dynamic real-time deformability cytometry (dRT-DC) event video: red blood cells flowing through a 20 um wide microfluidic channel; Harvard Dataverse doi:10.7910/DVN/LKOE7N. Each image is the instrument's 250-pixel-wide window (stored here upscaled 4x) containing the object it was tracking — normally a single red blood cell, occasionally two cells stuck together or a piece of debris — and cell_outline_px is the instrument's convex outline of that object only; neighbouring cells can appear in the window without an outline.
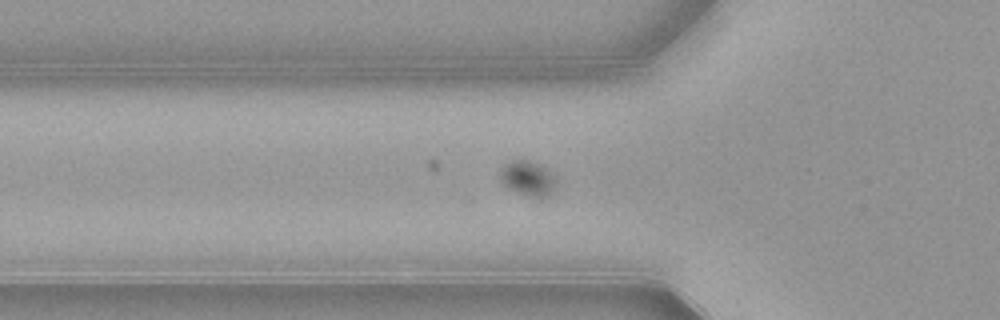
{"species": "common noctule bat (a hibernating species)", "species_latin": "Nyctalus noctula", "temperature_condition": "warm", "stored_images_in_passage": 54, "camera_frame_rate_fps": 3000, "um_per_image_px": 0.085, "animal": {"sex": "female", "body_mass_g": 21.9}, "frame": {"image": 1, "passage_image": 19, "time_ms": 6.0, "image_size_px": [1000, 320], "cell_outline_px": [[556, 188], [548, 196], [528, 196], [508, 188], [504, 184], [500, 172], [504, 164], [516, 160], [528, 160], [544, 168], [556, 176]], "centroid_in_image_um": [44.9, 15.17], "position_along_channel_um": 80.9, "area_um2": 11.04}}
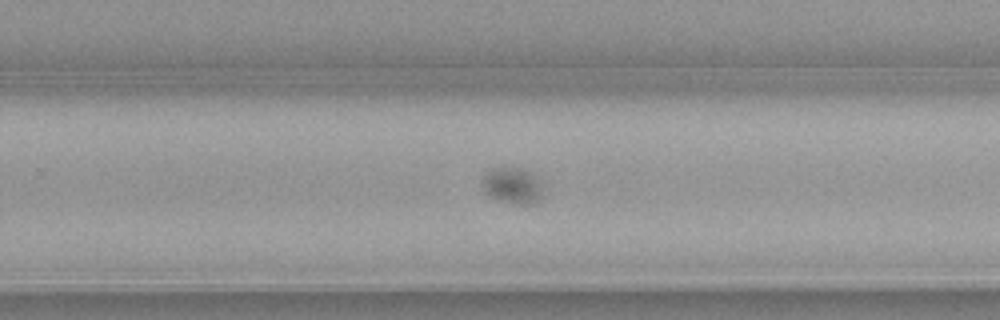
{"frame": {"image": 2, "passage_image": 35, "time_ms": 11.333, "image_size_px": [1000, 320], "cell_outline_px": [[540, 196], [536, 200], [528, 204], [516, 204], [492, 196], [484, 188], [484, 176], [488, 172], [496, 168], [516, 168], [528, 172], [540, 184]], "centroid_in_image_um": [43.54, 15.77], "position_along_channel_um": 286.3, "area_um2": 11.56}}
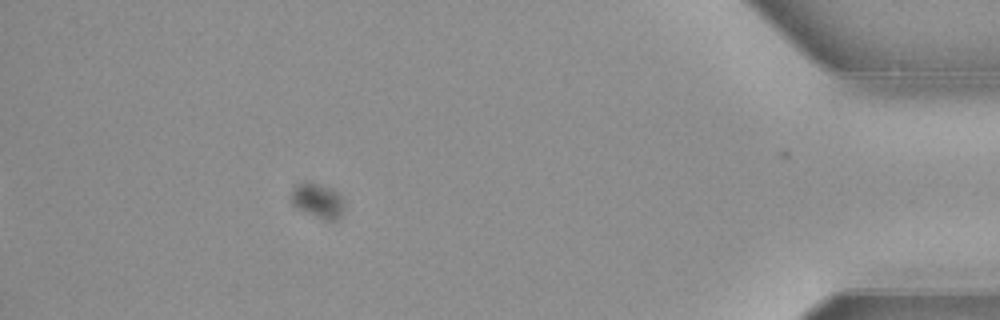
{"frame": {"image": 3, "passage_image": 49, "time_ms": 16.0, "image_size_px": [1000, 320], "cell_outline_px": [[344, 208], [340, 216], [336, 220], [324, 220], [292, 204], [292, 192], [296, 184], [304, 180], [308, 180], [332, 188], [340, 196]], "centroid_in_image_um": [27.01, 17.01], "position_along_channel_um": 408.2, "area_um2": 10.52}}